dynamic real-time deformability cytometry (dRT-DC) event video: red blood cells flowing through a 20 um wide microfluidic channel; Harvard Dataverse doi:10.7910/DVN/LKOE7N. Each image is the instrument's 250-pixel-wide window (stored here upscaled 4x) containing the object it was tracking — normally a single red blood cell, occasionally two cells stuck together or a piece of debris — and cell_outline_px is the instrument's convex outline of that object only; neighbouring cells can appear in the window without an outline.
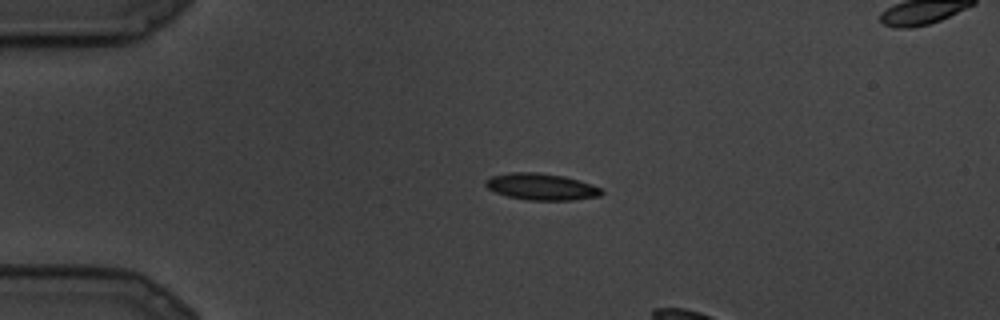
{"species": "common noctule bat (a hibernating species)", "species_latin": "Nyctalus noctula", "temperature_condition": "cold", "stored_images_in_passage": 9, "camera_frame_rate_fps": 3000, "um_per_image_px": 0.085, "animal": {"sex": "male", "body_mass_g": 19.5, "forearm_length_mm": 54.6}, "frame": {"image": 1, "passage_image": 6, "time_ms": 1.667, "image_size_px": [1000, 320], "cell_outline_px": [[604, 192], [600, 196], [572, 200], [528, 200], [508, 196], [496, 192], [488, 188], [484, 184], [484, 180], [492, 176], [512, 172], [536, 172], [564, 176], [580, 180], [592, 184], [600, 188]], "centroid_in_image_um": [46.02, 15.87], "position_along_channel_um": 39.0, "area_um2": 17.98}}